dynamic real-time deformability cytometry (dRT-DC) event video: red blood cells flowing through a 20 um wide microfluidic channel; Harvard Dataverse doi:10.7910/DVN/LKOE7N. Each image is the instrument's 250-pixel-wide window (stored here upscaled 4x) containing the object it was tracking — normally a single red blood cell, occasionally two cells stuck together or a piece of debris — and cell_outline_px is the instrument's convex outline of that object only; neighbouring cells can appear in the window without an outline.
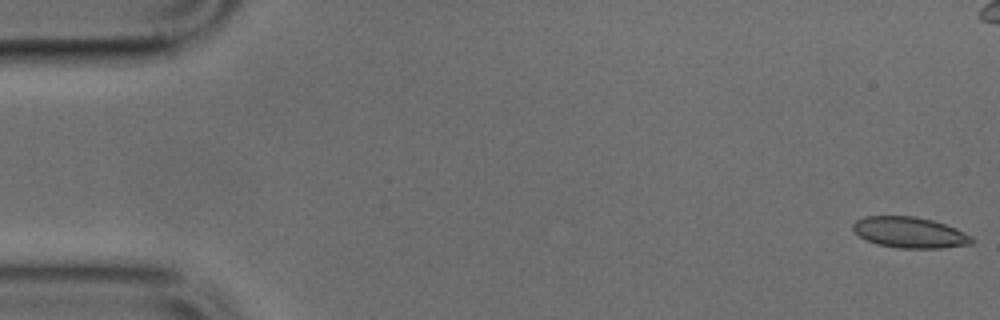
{"species": "common noctule bat (a hibernating species)", "species_latin": "Nyctalus noctula", "temperature_condition": "cold", "stored_images_in_passage": 50, "camera_frame_rate_fps": 3000, "um_per_image_px": 0.085, "animal": {"sex": "male", "body_mass_g": 17.9, "forearm_length_mm": 54.2}, "frame": {"image": 1, "passage_image": 1, "time_ms": 0.0, "image_size_px": [1000, 320], "cell_outline_px": [[976, 240], [972, 244], [940, 248], [900, 248], [876, 244], [860, 236], [852, 228], [852, 224], [856, 220], [864, 216], [916, 216], [932, 220], [956, 228], [972, 236]], "centroid_in_image_um": [77.35, 19.76], "position_along_channel_um": 7.7, "area_um2": 21.44}}
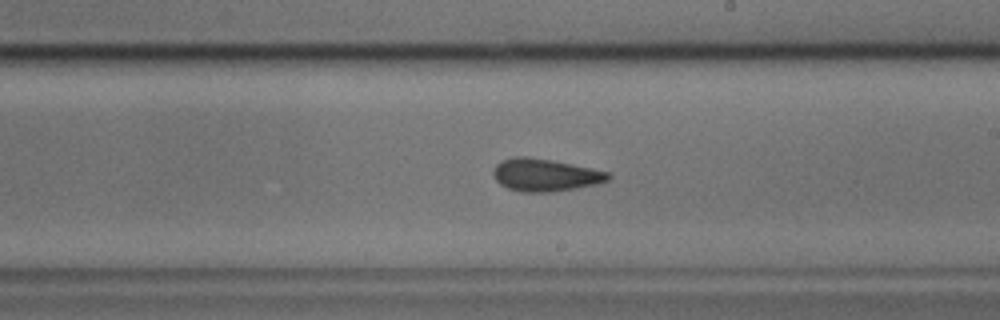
{"frame": {"image": 2, "passage_image": 28, "time_ms": 9.0, "image_size_px": [1000, 320], "cell_outline_px": [[612, 176], [608, 180], [596, 184], [576, 188], [548, 192], [520, 192], [508, 188], [500, 184], [496, 180], [492, 172], [496, 164], [500, 160], [512, 156], [528, 156], [552, 160], [612, 172]], "centroid_in_image_um": [46.33, 14.86], "position_along_channel_um": 242.7, "area_um2": 22.02}}
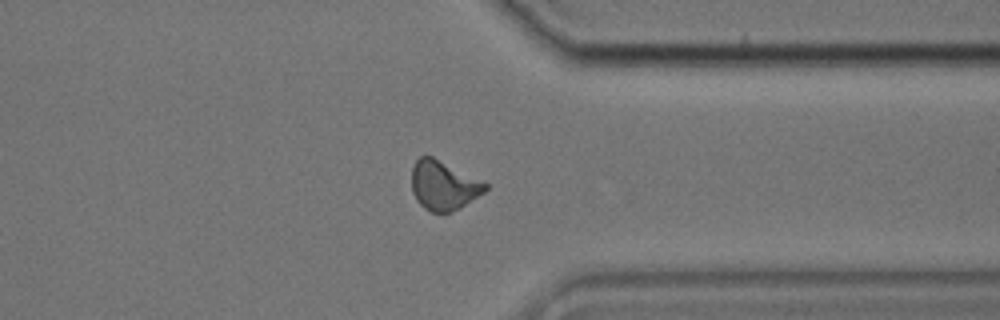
{"frame": {"image": 3, "passage_image": 38, "time_ms": 12.333, "image_size_px": [1000, 320], "cell_outline_px": [[488, 188], [484, 192], [460, 208], [448, 212], [432, 212], [424, 208], [416, 200], [412, 192], [412, 168], [416, 160], [420, 156], [432, 156], [488, 184]], "centroid_in_image_um": [37.68, 15.76], "position_along_channel_um": 373.7, "area_um2": 20.87}}